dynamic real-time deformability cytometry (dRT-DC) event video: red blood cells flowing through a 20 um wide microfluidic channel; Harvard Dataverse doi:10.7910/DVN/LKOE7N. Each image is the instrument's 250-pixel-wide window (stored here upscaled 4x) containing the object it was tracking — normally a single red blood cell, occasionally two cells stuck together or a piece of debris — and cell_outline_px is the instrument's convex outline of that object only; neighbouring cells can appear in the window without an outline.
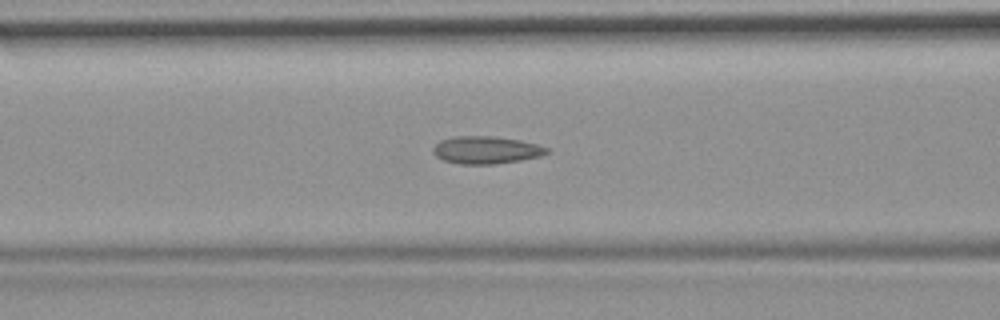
{"species": "common noctule bat (a hibernating species)", "species_latin": "Nyctalus noctula", "temperature_condition": "room temperature", "stored_images_in_passage": 43, "camera_frame_rate_fps": 3000, "um_per_image_px": 0.085, "animal": {"sex": "female", "body_mass_g": 19.9}, "frame": {"image": 1, "passage_image": 11, "time_ms": 3.333, "image_size_px": [1000, 320], "cell_outline_px": [[548, 152], [540, 156], [520, 160], [496, 164], [460, 164], [444, 160], [436, 156], [432, 152], [432, 148], [440, 140], [456, 136], [492, 136], [520, 140], [536, 144], [548, 148]], "centroid_in_image_um": [41.29, 12.75], "position_along_channel_um": 125.3, "area_um2": 18.15}}
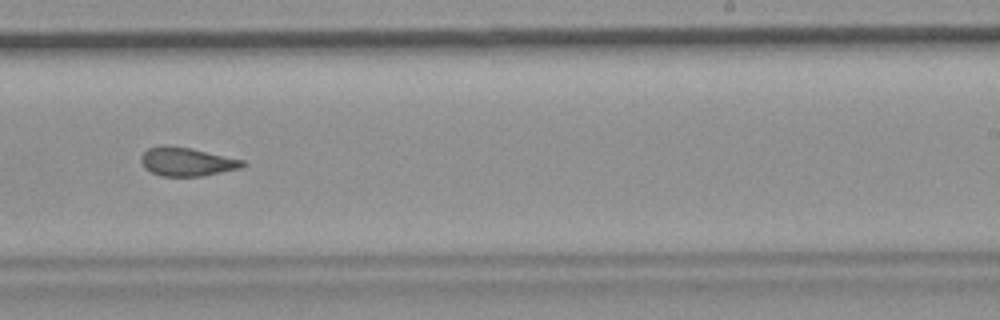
{"frame": {"image": 2, "passage_image": 23, "time_ms": 7.333, "image_size_px": [1000, 320], "cell_outline_px": [[248, 164], [240, 168], [204, 176], [160, 176], [144, 168], [140, 160], [140, 156], [148, 148], [160, 144], [168, 144], [192, 148], [244, 160]], "centroid_in_image_um": [15.86, 13.73], "position_along_channel_um": 273.1, "area_um2": 17.28}}
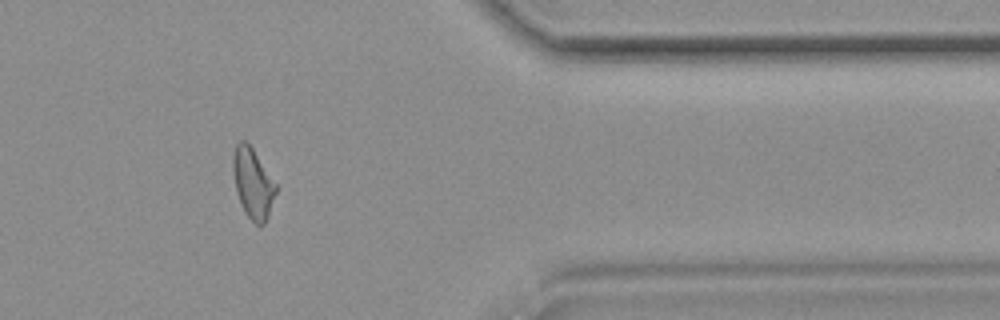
{"frame": {"image": 3, "passage_image": 34, "time_ms": 11.0, "image_size_px": [1000, 320], "cell_outline_px": [[276, 192], [268, 216], [264, 224], [256, 224], [244, 212], [236, 192], [232, 172], [232, 156], [236, 144], [240, 140], [244, 140], [252, 148], [276, 184]], "centroid_in_image_um": [21.46, 15.57], "position_along_channel_um": 389.9, "area_um2": 17.34}, "authors_computed_cell_mechanics": {"area_um2": 17.3978, "velocity_mm_per_s": 3.7072, "shape_relaxation_time_tau1_ms": null, "shape_relaxation_time_tau2_ms": 1.8896, "deformation_change_tau1": null, "deformation_change_tau2": 0.092}}